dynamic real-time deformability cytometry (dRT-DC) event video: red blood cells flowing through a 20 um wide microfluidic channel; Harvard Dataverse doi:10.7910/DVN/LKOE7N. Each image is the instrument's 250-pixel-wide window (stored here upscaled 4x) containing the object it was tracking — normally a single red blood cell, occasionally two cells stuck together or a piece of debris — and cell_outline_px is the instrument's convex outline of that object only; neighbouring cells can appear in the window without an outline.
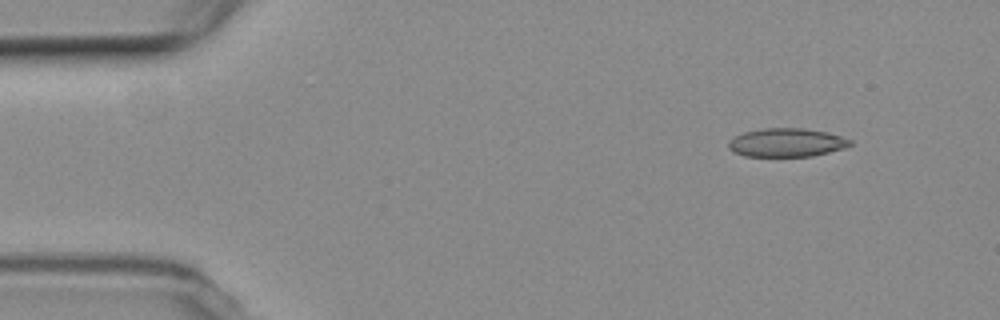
{"species": "common noctule bat (a hibernating species)", "species_latin": "Nyctalus noctula", "temperature_condition": "room temperature", "stored_images_in_passage": 5, "camera_frame_rate_fps": 3000, "um_per_image_px": 0.085, "animal": {"sex": "female", "body_mass_g": 19.3, "forearm_length_mm": 54.1}, "frame": {"image": 1, "passage_image": 2, "time_ms": 1.0, "image_size_px": [1000, 320], "cell_outline_px": [[852, 144], [844, 148], [812, 156], [744, 156], [728, 148], [728, 140], [744, 132], [764, 128], [804, 128], [828, 132], [852, 140]], "centroid_in_image_um": [66.87, 12.11], "position_along_channel_um": 18.1, "area_um2": 20.17}}
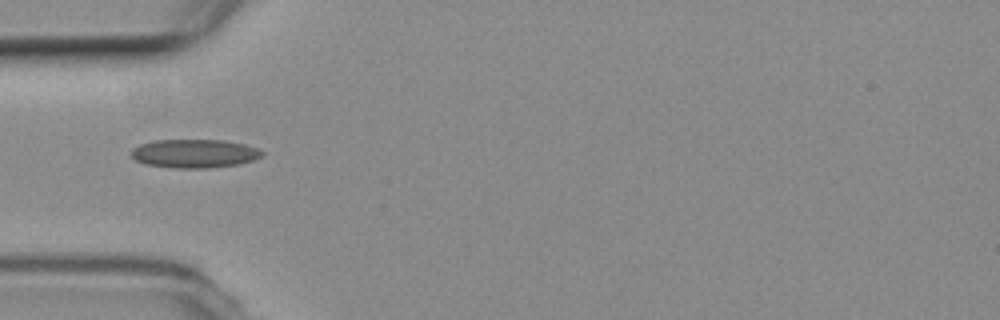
{"frame": {"image": 2, "passage_image": 5, "time_ms": 5.0, "image_size_px": [1000, 320], "cell_outline_px": [[264, 156], [240, 164], [208, 168], [176, 168], [144, 164], [136, 160], [132, 156], [132, 148], [140, 144], [152, 140], [224, 140], [244, 144], [256, 148], [264, 152]], "centroid_in_image_um": [16.53, 13.05], "position_along_channel_um": 68.5, "area_um2": 21.85}}